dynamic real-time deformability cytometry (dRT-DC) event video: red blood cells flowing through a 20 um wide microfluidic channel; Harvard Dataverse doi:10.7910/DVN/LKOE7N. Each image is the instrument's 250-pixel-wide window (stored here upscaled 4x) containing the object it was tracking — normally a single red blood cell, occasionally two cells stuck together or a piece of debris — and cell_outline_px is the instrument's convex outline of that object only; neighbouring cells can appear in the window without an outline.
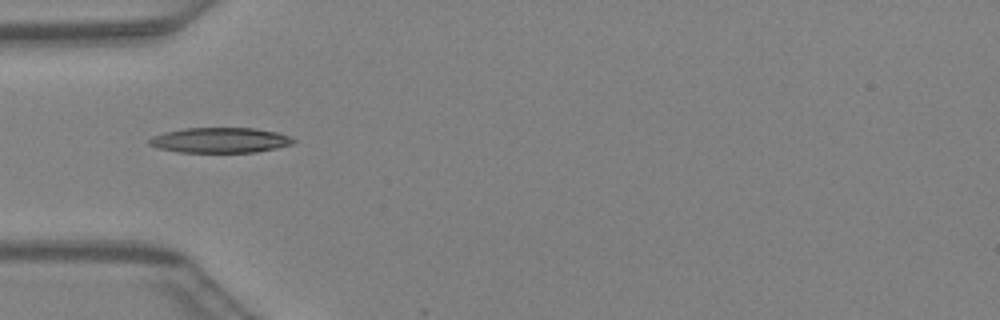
{"species": "Egyptian fruit bat (a non-hibernating species)", "species_latin": "Rousettus aegyptiacus", "temperature_condition": "warm", "stored_images_in_passage": 7, "camera_frame_rate_fps": 3000, "um_per_image_px": 0.085, "animal": {"sex": "female"}, "frame": {"image": 1, "passage_image": 1, "time_ms": 0.0, "image_size_px": [1000, 320], "cell_outline_px": [[296, 140], [292, 144], [276, 148], [256, 152], [180, 152], [156, 148], [148, 144], [148, 140], [152, 136], [164, 132], [184, 128], [256, 128], [280, 132], [292, 136]], "centroid_in_image_um": [18.73, 11.91], "position_along_channel_um": 66.3, "area_um2": 21.44}}
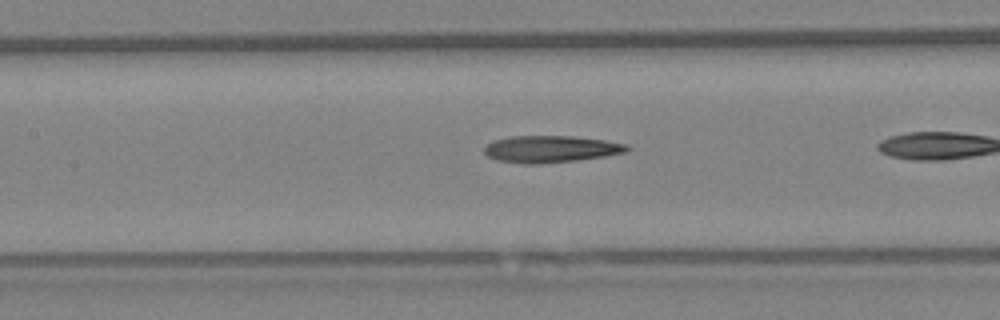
{"frame": {"image": 2, "passage_image": 5, "time_ms": 1.333, "image_size_px": [1000, 320], "cell_outline_px": [[632, 148], [628, 152], [604, 156], [576, 160], [540, 164], [524, 164], [496, 160], [488, 156], [484, 152], [484, 148], [492, 140], [512, 136], [576, 136], [604, 140], [628, 144]], "centroid_in_image_um": [46.84, 12.67], "position_along_channel_um": 160.6, "area_um2": 22.54}}